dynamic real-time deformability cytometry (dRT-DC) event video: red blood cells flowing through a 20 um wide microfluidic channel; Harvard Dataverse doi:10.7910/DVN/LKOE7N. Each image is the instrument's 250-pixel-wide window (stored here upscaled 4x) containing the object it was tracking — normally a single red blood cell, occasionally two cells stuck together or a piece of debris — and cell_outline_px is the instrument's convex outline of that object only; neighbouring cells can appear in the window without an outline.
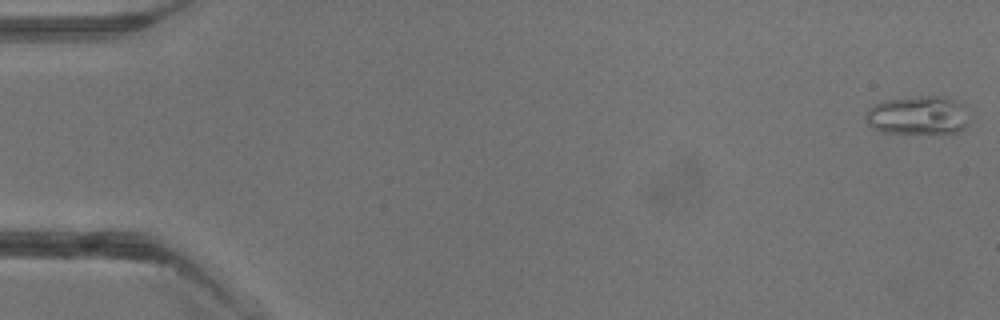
{"species": "common noctule bat (a hibernating species)", "species_latin": "Nyctalus noctula", "temperature_condition": "warm", "stored_images_in_passage": 4, "camera_frame_rate_fps": 3000, "um_per_image_px": 0.085, "animal": {"sex": "male", "body_mass_g": 13.3}, "frame": {"image": 1, "passage_image": 1, "time_ms": 0.0, "image_size_px": [1000, 320], "cell_outline_px": [[972, 116], [968, 124], [964, 128], [956, 132], [884, 132], [872, 128], [868, 124], [864, 116], [868, 108], [876, 104], [888, 100], [924, 96], [936, 96], [952, 100], [964, 104]], "centroid_in_image_um": [78.08, 9.8], "position_along_channel_um": 6.9, "area_um2": 23.12}}